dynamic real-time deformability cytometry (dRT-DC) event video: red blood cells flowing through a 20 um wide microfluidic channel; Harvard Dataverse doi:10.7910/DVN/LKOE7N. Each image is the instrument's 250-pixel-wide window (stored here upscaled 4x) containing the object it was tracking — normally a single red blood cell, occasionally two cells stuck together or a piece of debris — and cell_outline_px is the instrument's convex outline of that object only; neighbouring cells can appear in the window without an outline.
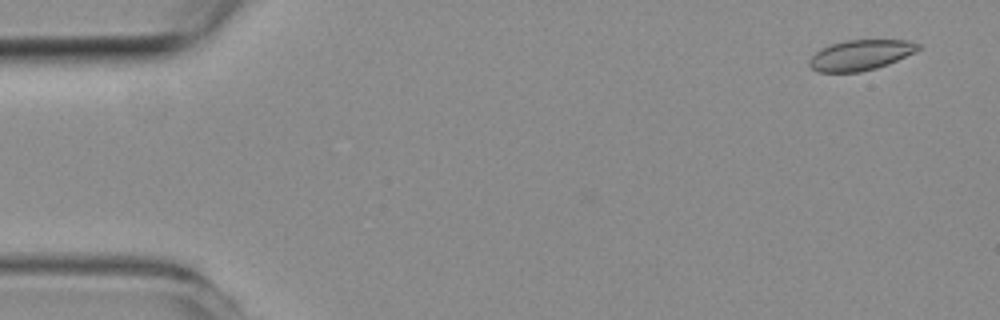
{"species": "common noctule bat (a hibernating species)", "species_latin": "Nyctalus noctula", "temperature_condition": "room temperature", "stored_images_in_passage": 51, "camera_frame_rate_fps": 3000, "um_per_image_px": 0.085, "animal": {"sex": "female", "body_mass_g": 19.3, "forearm_length_mm": 54.1}, "frame": {"image": 1, "passage_image": 3, "time_ms": 0.667, "image_size_px": [1000, 320], "cell_outline_px": [[920, 48], [916, 52], [888, 64], [876, 68], [860, 72], [820, 72], [812, 68], [808, 64], [808, 60], [820, 48], [832, 44], [848, 40], [908, 40], [920, 44]], "centroid_in_image_um": [73.15, 4.68], "position_along_channel_um": 11.8, "area_um2": 19.25}}
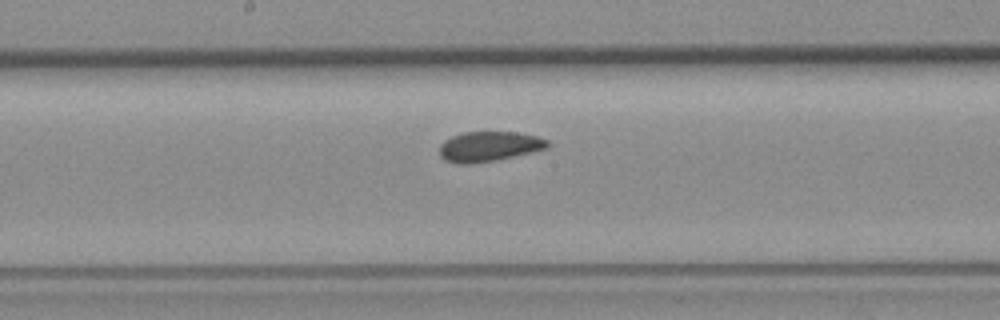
{"frame": {"image": 2, "passage_image": 27, "time_ms": 8.667, "image_size_px": [1000, 320], "cell_outline_px": [[552, 144], [548, 148], [532, 152], [496, 160], [468, 164], [456, 164], [444, 160], [440, 156], [440, 144], [444, 140], [452, 136], [464, 132], [516, 132], [536, 136], [548, 140]], "centroid_in_image_um": [41.57, 12.45], "position_along_channel_um": 206.6, "area_um2": 19.02}}
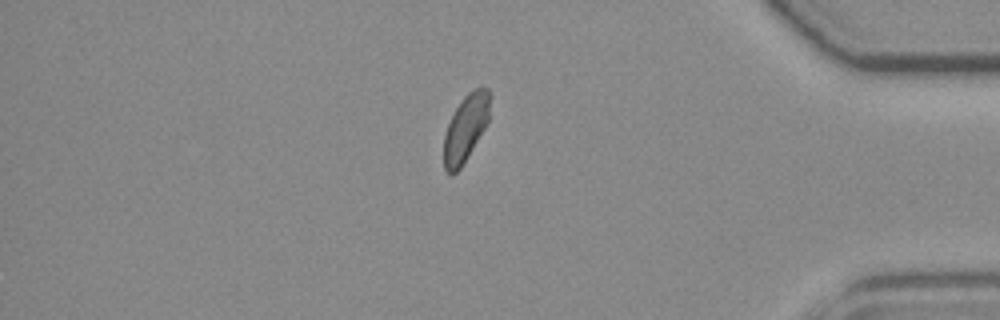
{"frame": {"image": 3, "passage_image": 44, "time_ms": 14.333, "image_size_px": [1000, 320], "cell_outline_px": [[488, 120], [484, 128], [460, 168], [452, 176], [444, 168], [444, 136], [448, 124], [460, 100], [468, 92], [480, 84], [488, 88]], "centroid_in_image_um": [39.55, 10.86], "position_along_channel_um": 395.6, "area_um2": 17.51}}